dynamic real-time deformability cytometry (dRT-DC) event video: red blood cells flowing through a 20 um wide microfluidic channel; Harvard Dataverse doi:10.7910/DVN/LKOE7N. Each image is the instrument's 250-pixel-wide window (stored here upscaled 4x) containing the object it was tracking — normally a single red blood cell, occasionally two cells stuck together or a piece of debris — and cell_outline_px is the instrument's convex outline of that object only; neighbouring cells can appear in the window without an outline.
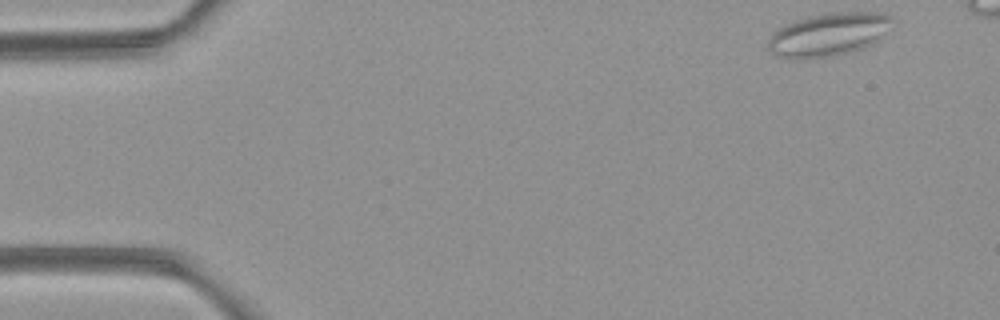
{"species": "common noctule bat (a hibernating species)", "species_latin": "Nyctalus noctula", "temperature_condition": "room temperature", "stored_images_in_passage": 5, "camera_frame_rate_fps": 3000, "um_per_image_px": 0.085, "animal": {"sex": "female", "body_mass_g": 21.9}, "frame": {"image": 1, "passage_image": 1, "time_ms": 0.0, "image_size_px": [1000, 320], "cell_outline_px": [[896, 20], [880, 40], [864, 48], [836, 56], [796, 60], [788, 60], [776, 56], [768, 48], [768, 40], [772, 32], [784, 24], [808, 16], [832, 12], [880, 12], [892, 16]], "centroid_in_image_um": [70.44, 2.94], "position_along_channel_um": 14.6, "area_um2": 32.08}}